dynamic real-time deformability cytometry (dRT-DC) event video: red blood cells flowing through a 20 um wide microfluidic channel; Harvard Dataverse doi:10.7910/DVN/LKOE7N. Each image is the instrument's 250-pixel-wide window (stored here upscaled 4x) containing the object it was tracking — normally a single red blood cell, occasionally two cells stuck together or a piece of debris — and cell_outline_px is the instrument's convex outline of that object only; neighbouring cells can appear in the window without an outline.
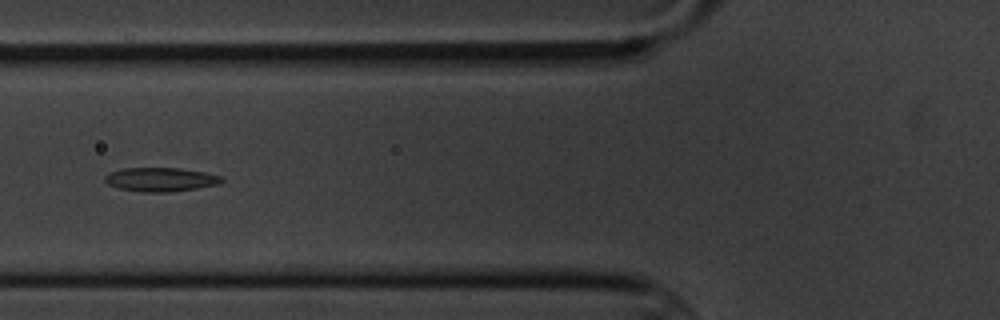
{"species": "common noctule bat (a hibernating species)", "species_latin": "Nyctalus noctula", "temperature_condition": "cold", "stored_images_in_passage": 9, "camera_frame_rate_fps": 3000, "um_per_image_px": 0.085, "animal": {"sex": "male", "body_mass_g": 20.1, "forearm_length_mm": 53.5}, "frame": {"image": 1, "passage_image": 6, "time_ms": 6.0, "image_size_px": [1000, 320], "cell_outline_px": [[224, 180], [220, 184], [196, 188], [168, 192], [140, 192], [120, 188], [108, 184], [104, 180], [104, 176], [112, 172], [124, 168], [180, 168], [204, 172], [220, 176]], "centroid_in_image_um": [13.66, 15.26], "position_along_channel_um": 112.1, "area_um2": 16.13}}
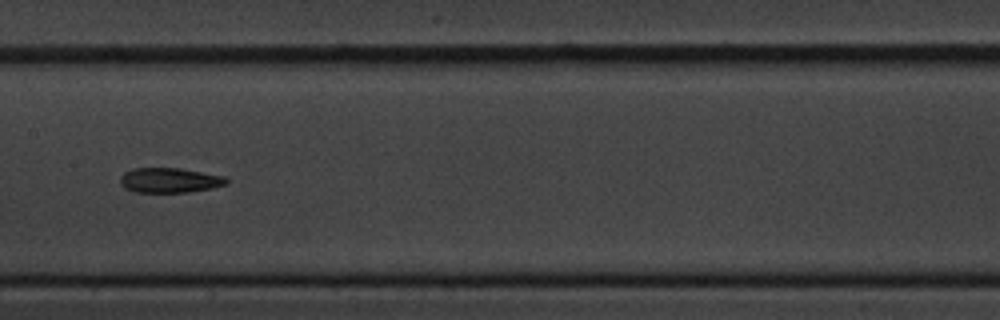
{"frame": {"image": 2, "passage_image": 8, "time_ms": 8.333, "image_size_px": [1000, 320], "cell_outline_px": [[228, 184], [212, 188], [188, 192], [136, 192], [124, 188], [120, 184], [120, 176], [124, 172], [132, 168], [180, 168], [224, 176], [228, 180]], "centroid_in_image_um": [14.4, 15.32], "position_along_channel_um": 193.0, "area_um2": 15.49}}
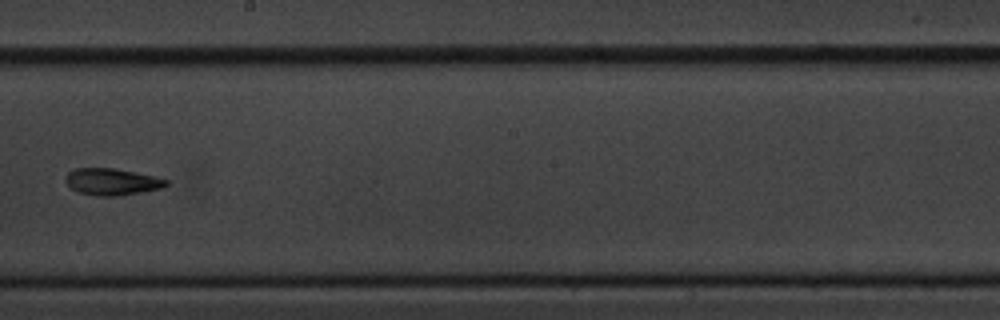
{"frame": {"image": 3, "passage_image": 9, "time_ms": 9.667, "image_size_px": [1000, 320], "cell_outline_px": [[168, 184], [160, 188], [120, 196], [100, 196], [76, 192], [64, 180], [64, 176], [68, 172], [76, 168], [112, 168], [152, 176], [168, 180]], "centroid_in_image_um": [9.45, 15.45], "position_along_channel_um": 238.8, "area_um2": 15.49}}